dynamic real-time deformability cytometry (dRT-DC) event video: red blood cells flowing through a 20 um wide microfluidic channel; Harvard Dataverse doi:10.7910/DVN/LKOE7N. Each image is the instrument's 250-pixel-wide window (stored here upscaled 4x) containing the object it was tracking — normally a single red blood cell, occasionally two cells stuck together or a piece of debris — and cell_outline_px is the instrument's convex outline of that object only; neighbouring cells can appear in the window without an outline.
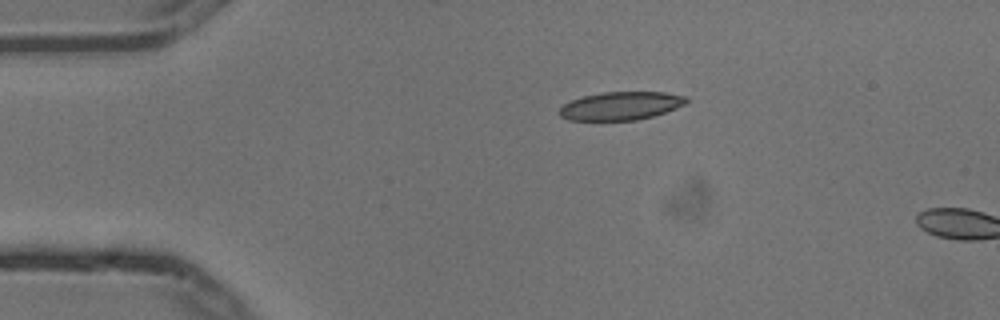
{"species": "common noctule bat (a hibernating species)", "species_latin": "Nyctalus noctula", "temperature_condition": "cold", "stored_images_in_passage": 2, "camera_frame_rate_fps": 3000, "um_per_image_px": 0.085, "animal": {"sex": "male", "body_mass_g": 13.3}, "frame": {"image": 1, "passage_image": 1, "time_ms": 0.0, "image_size_px": [1000, 320], "cell_outline_px": [[688, 100], [684, 104], [676, 108], [652, 116], [636, 120], [568, 120], [560, 116], [556, 112], [564, 104], [572, 100], [584, 96], [600, 92], [664, 92], [688, 96]], "centroid_in_image_um": [52.75, 8.99], "position_along_channel_um": 32.3, "area_um2": 20.87}}